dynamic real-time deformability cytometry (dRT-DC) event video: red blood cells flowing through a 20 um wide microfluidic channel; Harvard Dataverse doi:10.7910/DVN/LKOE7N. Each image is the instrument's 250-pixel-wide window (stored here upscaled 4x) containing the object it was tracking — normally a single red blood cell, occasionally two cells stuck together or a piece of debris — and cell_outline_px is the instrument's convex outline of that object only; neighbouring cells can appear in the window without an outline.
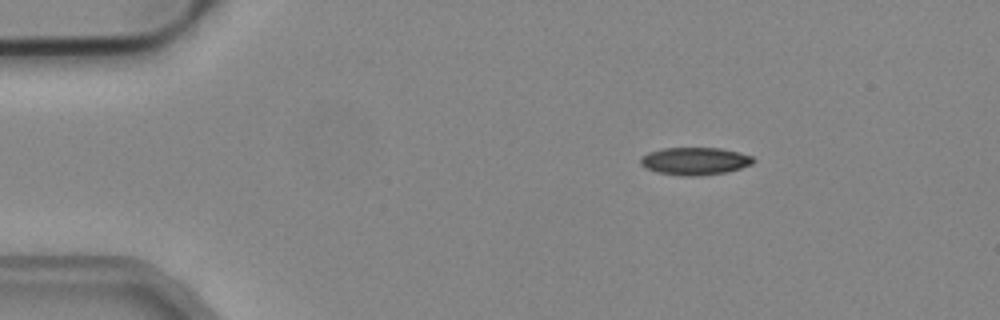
{"species": "common noctule bat (a hibernating species)", "species_latin": "Nyctalus noctula", "temperature_condition": "cold", "stored_images_in_passage": 45, "camera_frame_rate_fps": 3000, "um_per_image_px": 0.085, "animal": {"sex": "male", "body_mass_g": 19.2, "forearm_length_mm": 51.8}, "frame": {"image": 1, "passage_image": 1, "time_ms": 0.0, "image_size_px": [1000, 320], "cell_outline_px": [[756, 160], [752, 164], [728, 172], [700, 176], [680, 176], [656, 172], [640, 164], [640, 156], [648, 152], [664, 148], [720, 148], [740, 152], [752, 156]], "centroid_in_image_um": [59.07, 13.7], "position_along_channel_um": 25.9, "area_um2": 18.32}}
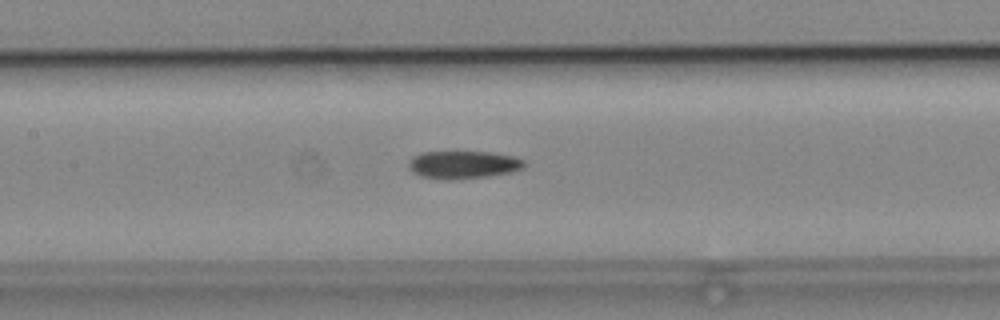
{"frame": {"image": 2, "passage_image": 17, "time_ms": 5.333, "image_size_px": [1000, 320], "cell_outline_px": [[524, 168], [508, 172], [488, 176], [448, 180], [444, 180], [420, 176], [412, 172], [408, 168], [408, 160], [412, 156], [424, 152], [492, 152], [516, 156], [524, 160]], "centroid_in_image_um": [39.34, 13.99], "position_along_channel_um": 168.1, "area_um2": 18.84}}
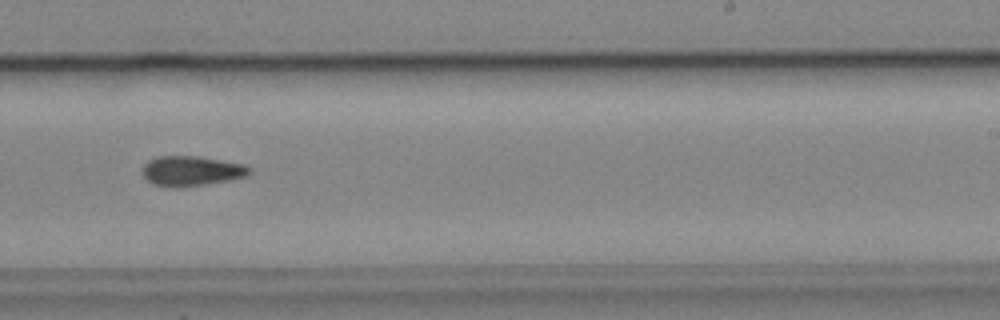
{"frame": {"image": 3, "passage_image": 25, "time_ms": 8.0, "image_size_px": [1000, 320], "cell_outline_px": [[252, 172], [248, 176], [232, 180], [184, 188], [172, 188], [152, 184], [140, 172], [140, 168], [148, 160], [160, 156], [196, 156], [244, 164], [252, 168]], "centroid_in_image_um": [16.27, 14.55], "position_along_channel_um": 272.7, "area_um2": 19.19}}